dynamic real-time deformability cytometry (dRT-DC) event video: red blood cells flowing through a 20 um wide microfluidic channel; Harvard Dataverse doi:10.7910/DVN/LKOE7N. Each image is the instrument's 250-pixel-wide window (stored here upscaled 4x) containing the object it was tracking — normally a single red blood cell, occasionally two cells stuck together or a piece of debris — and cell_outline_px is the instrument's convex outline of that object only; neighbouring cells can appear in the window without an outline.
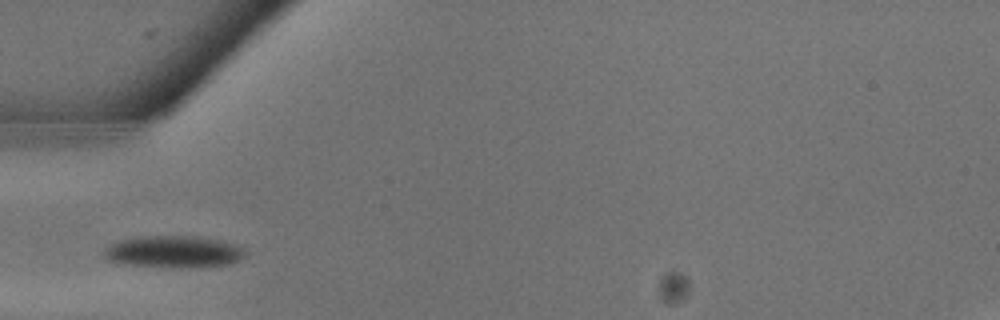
{"species": "common noctule bat (a hibernating species)", "species_latin": "Nyctalus noctula", "temperature_condition": "warm", "stored_images_in_passage": 4, "camera_frame_rate_fps": 3000, "um_per_image_px": 0.085, "animal": {"sex": "male", "body_mass_g": 13.3}, "frame": {"image": 1, "passage_image": 3, "time_ms": 0.667, "image_size_px": [1000, 320], "cell_outline_px": [[248, 252], [244, 256], [228, 264], [120, 264], [104, 256], [104, 252], [108, 244], [120, 240], [140, 236], [200, 236], [220, 240], [236, 244], [244, 248]], "centroid_in_image_um": [14.75, 21.31], "position_along_channel_um": 70.2, "area_um2": 24.8}}